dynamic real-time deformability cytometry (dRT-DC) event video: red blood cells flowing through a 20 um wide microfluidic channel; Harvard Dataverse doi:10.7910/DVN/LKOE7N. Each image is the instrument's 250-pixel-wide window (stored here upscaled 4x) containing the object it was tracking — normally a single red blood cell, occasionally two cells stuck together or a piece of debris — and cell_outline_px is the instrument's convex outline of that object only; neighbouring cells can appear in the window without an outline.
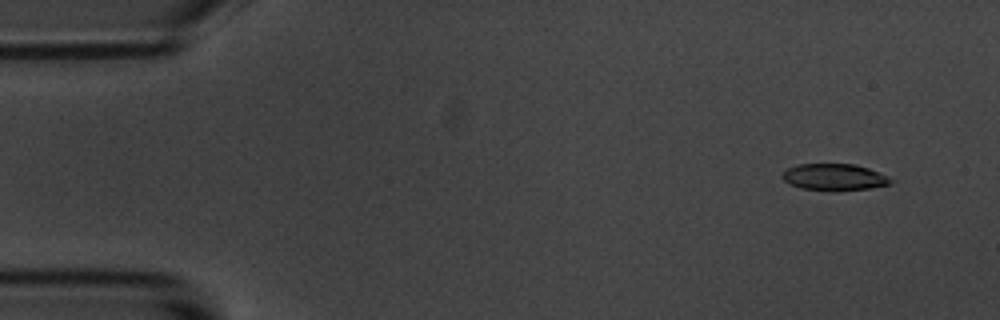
{"species": "common noctule bat (a hibernating species)", "species_latin": "Nyctalus noctula", "temperature_condition": "room temperature", "stored_images_in_passage": 6, "segment_of_instrument_passage": [2, 2], "camera_frame_rate_fps": 3000, "um_per_image_px": 0.085, "animal": {"sex": "male", "body_mass_g": 20.1, "forearm_length_mm": 53.5}, "frame": {"image": 1, "passage_image": 6, "time_ms": 6.667, "image_size_px": [1000, 320], "cell_outline_px": [[892, 180], [888, 184], [868, 188], [832, 192], [800, 188], [788, 184], [780, 176], [788, 168], [796, 164], [856, 164], [868, 168], [888, 176]], "centroid_in_image_um": [70.86, 15.06], "position_along_channel_um": 14.1, "area_um2": 16.99}}